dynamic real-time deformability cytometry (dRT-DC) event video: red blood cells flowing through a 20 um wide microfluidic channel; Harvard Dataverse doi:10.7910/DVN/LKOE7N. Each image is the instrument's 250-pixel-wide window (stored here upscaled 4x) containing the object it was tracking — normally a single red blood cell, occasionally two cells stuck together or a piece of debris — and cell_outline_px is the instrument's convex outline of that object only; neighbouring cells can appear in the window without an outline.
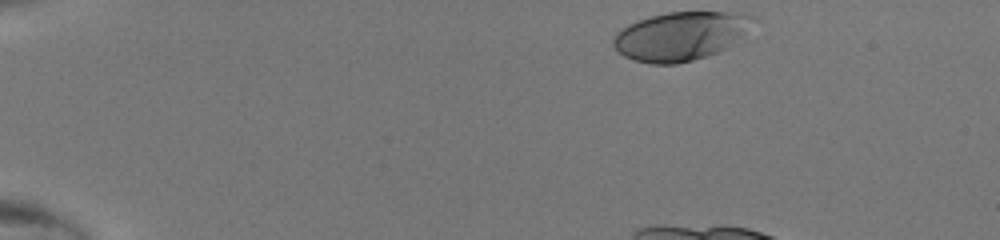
{"species": "human", "species_latin": "Homo sapiens", "temperature_condition": "room temperature", "stored_images_in_passage": 10, "camera_frame_rate_fps": 3000, "um_per_image_px": 0.085, "donor": {"sex": "male"}, "frame": {"image": 1, "passage_image": 1, "time_ms": 0.0, "image_size_px": [1000, 240], "cell_outline_px": [[756, 16], [744, 32], [740, 36], [724, 48], [708, 56], [676, 64], [648, 64], [624, 56], [612, 44], [612, 40], [616, 32], [628, 24], [652, 16], [668, 12], [744, 12]], "centroid_in_image_um": [57.81, 3.06], "position_along_channel_um": 27.2, "area_um2": 39.13}}